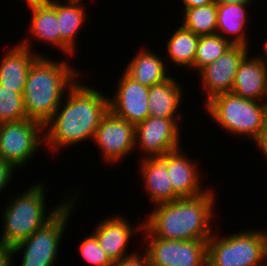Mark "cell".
<instances>
[{
	"label": "cell",
	"instance_id": "f546056e",
	"mask_svg": "<svg viewBox=\"0 0 267 266\" xmlns=\"http://www.w3.org/2000/svg\"><path fill=\"white\" fill-rule=\"evenodd\" d=\"M15 171L16 168L12 164L0 159V193L10 185V180H12Z\"/></svg>",
	"mask_w": 267,
	"mask_h": 266
},
{
	"label": "cell",
	"instance_id": "30bf717a",
	"mask_svg": "<svg viewBox=\"0 0 267 266\" xmlns=\"http://www.w3.org/2000/svg\"><path fill=\"white\" fill-rule=\"evenodd\" d=\"M92 142L106 163H121L135 150V126L110 110L101 119Z\"/></svg>",
	"mask_w": 267,
	"mask_h": 266
},
{
	"label": "cell",
	"instance_id": "836d02e7",
	"mask_svg": "<svg viewBox=\"0 0 267 266\" xmlns=\"http://www.w3.org/2000/svg\"><path fill=\"white\" fill-rule=\"evenodd\" d=\"M253 0H215L216 3H224V4H239V3H253Z\"/></svg>",
	"mask_w": 267,
	"mask_h": 266
},
{
	"label": "cell",
	"instance_id": "7c38bea8",
	"mask_svg": "<svg viewBox=\"0 0 267 266\" xmlns=\"http://www.w3.org/2000/svg\"><path fill=\"white\" fill-rule=\"evenodd\" d=\"M249 50L250 48L244 45H233L198 72L203 94H206L204 104L216 95L231 93L239 64L248 53H251Z\"/></svg>",
	"mask_w": 267,
	"mask_h": 266
},
{
	"label": "cell",
	"instance_id": "9a60e30c",
	"mask_svg": "<svg viewBox=\"0 0 267 266\" xmlns=\"http://www.w3.org/2000/svg\"><path fill=\"white\" fill-rule=\"evenodd\" d=\"M181 148L159 157L165 164L173 190L182 197H196L210 188L202 186V177L196 160L185 155Z\"/></svg>",
	"mask_w": 267,
	"mask_h": 266
},
{
	"label": "cell",
	"instance_id": "277c9868",
	"mask_svg": "<svg viewBox=\"0 0 267 266\" xmlns=\"http://www.w3.org/2000/svg\"><path fill=\"white\" fill-rule=\"evenodd\" d=\"M33 184L25 192L10 197L3 208L0 245L12 247L28 238L52 220L72 199L69 194H65L66 197L61 202L47 211L45 183L40 180Z\"/></svg>",
	"mask_w": 267,
	"mask_h": 266
},
{
	"label": "cell",
	"instance_id": "f1b7e54d",
	"mask_svg": "<svg viewBox=\"0 0 267 266\" xmlns=\"http://www.w3.org/2000/svg\"><path fill=\"white\" fill-rule=\"evenodd\" d=\"M113 266H150L147 253L137 252L122 258L113 263Z\"/></svg>",
	"mask_w": 267,
	"mask_h": 266
},
{
	"label": "cell",
	"instance_id": "8992f818",
	"mask_svg": "<svg viewBox=\"0 0 267 266\" xmlns=\"http://www.w3.org/2000/svg\"><path fill=\"white\" fill-rule=\"evenodd\" d=\"M215 233L207 241V266L267 265V231L245 229L223 237Z\"/></svg>",
	"mask_w": 267,
	"mask_h": 266
},
{
	"label": "cell",
	"instance_id": "4fadbf2b",
	"mask_svg": "<svg viewBox=\"0 0 267 266\" xmlns=\"http://www.w3.org/2000/svg\"><path fill=\"white\" fill-rule=\"evenodd\" d=\"M114 92V96L109 97V110L114 115L134 126L149 116V87L138 83L124 70Z\"/></svg>",
	"mask_w": 267,
	"mask_h": 266
},
{
	"label": "cell",
	"instance_id": "5b68a950",
	"mask_svg": "<svg viewBox=\"0 0 267 266\" xmlns=\"http://www.w3.org/2000/svg\"><path fill=\"white\" fill-rule=\"evenodd\" d=\"M210 118L223 129L235 136H242L255 142L267 116V102H259L222 93L204 104Z\"/></svg>",
	"mask_w": 267,
	"mask_h": 266
},
{
	"label": "cell",
	"instance_id": "ba28073f",
	"mask_svg": "<svg viewBox=\"0 0 267 266\" xmlns=\"http://www.w3.org/2000/svg\"><path fill=\"white\" fill-rule=\"evenodd\" d=\"M42 145L44 125L40 122L27 118L0 123V159L16 169L29 163Z\"/></svg>",
	"mask_w": 267,
	"mask_h": 266
},
{
	"label": "cell",
	"instance_id": "e0dca14e",
	"mask_svg": "<svg viewBox=\"0 0 267 266\" xmlns=\"http://www.w3.org/2000/svg\"><path fill=\"white\" fill-rule=\"evenodd\" d=\"M251 56L248 53L239 64L231 93L242 98L267 102V67L261 55Z\"/></svg>",
	"mask_w": 267,
	"mask_h": 266
},
{
	"label": "cell",
	"instance_id": "52a82bcc",
	"mask_svg": "<svg viewBox=\"0 0 267 266\" xmlns=\"http://www.w3.org/2000/svg\"><path fill=\"white\" fill-rule=\"evenodd\" d=\"M74 193H69L74 196L52 220L11 247L13 256L23 251L19 266H55L67 223L77 205L78 197Z\"/></svg>",
	"mask_w": 267,
	"mask_h": 266
},
{
	"label": "cell",
	"instance_id": "5bb4252c",
	"mask_svg": "<svg viewBox=\"0 0 267 266\" xmlns=\"http://www.w3.org/2000/svg\"><path fill=\"white\" fill-rule=\"evenodd\" d=\"M120 215L101 219L96 225L95 231L92 232L100 247L113 263L136 252L127 253V247L130 239L134 235L136 237L138 233L141 235L143 230V221L137 227H133L134 225H131L129 220L127 221Z\"/></svg>",
	"mask_w": 267,
	"mask_h": 266
},
{
	"label": "cell",
	"instance_id": "7402d4cb",
	"mask_svg": "<svg viewBox=\"0 0 267 266\" xmlns=\"http://www.w3.org/2000/svg\"><path fill=\"white\" fill-rule=\"evenodd\" d=\"M250 4L217 3V33L233 45H244L250 48V41L245 33L247 32L246 23L249 22L247 8Z\"/></svg>",
	"mask_w": 267,
	"mask_h": 266
},
{
	"label": "cell",
	"instance_id": "44dd1931",
	"mask_svg": "<svg viewBox=\"0 0 267 266\" xmlns=\"http://www.w3.org/2000/svg\"><path fill=\"white\" fill-rule=\"evenodd\" d=\"M179 83L171 75L167 80L149 87V116L165 119L183 118L179 110L184 90Z\"/></svg>",
	"mask_w": 267,
	"mask_h": 266
},
{
	"label": "cell",
	"instance_id": "484cf974",
	"mask_svg": "<svg viewBox=\"0 0 267 266\" xmlns=\"http://www.w3.org/2000/svg\"><path fill=\"white\" fill-rule=\"evenodd\" d=\"M233 46L232 42L224 39L220 34L200 36L194 59V70L199 72L214 62Z\"/></svg>",
	"mask_w": 267,
	"mask_h": 266
},
{
	"label": "cell",
	"instance_id": "d6a6232c",
	"mask_svg": "<svg viewBox=\"0 0 267 266\" xmlns=\"http://www.w3.org/2000/svg\"><path fill=\"white\" fill-rule=\"evenodd\" d=\"M183 8H194L215 3V0H181Z\"/></svg>",
	"mask_w": 267,
	"mask_h": 266
},
{
	"label": "cell",
	"instance_id": "1f68e13d",
	"mask_svg": "<svg viewBox=\"0 0 267 266\" xmlns=\"http://www.w3.org/2000/svg\"><path fill=\"white\" fill-rule=\"evenodd\" d=\"M11 247L0 245V266H14Z\"/></svg>",
	"mask_w": 267,
	"mask_h": 266
},
{
	"label": "cell",
	"instance_id": "e575fe53",
	"mask_svg": "<svg viewBox=\"0 0 267 266\" xmlns=\"http://www.w3.org/2000/svg\"><path fill=\"white\" fill-rule=\"evenodd\" d=\"M263 45H264L263 46V48H264L263 49L264 54H262L261 58L264 61L266 67H267V39L264 41V44Z\"/></svg>",
	"mask_w": 267,
	"mask_h": 266
},
{
	"label": "cell",
	"instance_id": "ffe728a7",
	"mask_svg": "<svg viewBox=\"0 0 267 266\" xmlns=\"http://www.w3.org/2000/svg\"><path fill=\"white\" fill-rule=\"evenodd\" d=\"M31 12L28 35L61 52V33L55 10L45 0H21Z\"/></svg>",
	"mask_w": 267,
	"mask_h": 266
},
{
	"label": "cell",
	"instance_id": "7a4b0ae2",
	"mask_svg": "<svg viewBox=\"0 0 267 266\" xmlns=\"http://www.w3.org/2000/svg\"><path fill=\"white\" fill-rule=\"evenodd\" d=\"M216 193L210 188L196 197H182L154 206L143 227L154 237L167 240H208L215 230Z\"/></svg>",
	"mask_w": 267,
	"mask_h": 266
},
{
	"label": "cell",
	"instance_id": "9c48e42d",
	"mask_svg": "<svg viewBox=\"0 0 267 266\" xmlns=\"http://www.w3.org/2000/svg\"><path fill=\"white\" fill-rule=\"evenodd\" d=\"M150 266H207L208 240H167L152 236L144 227Z\"/></svg>",
	"mask_w": 267,
	"mask_h": 266
},
{
	"label": "cell",
	"instance_id": "8fae6325",
	"mask_svg": "<svg viewBox=\"0 0 267 266\" xmlns=\"http://www.w3.org/2000/svg\"><path fill=\"white\" fill-rule=\"evenodd\" d=\"M179 120L148 116L135 126V150L140 149L143 158H154L180 148Z\"/></svg>",
	"mask_w": 267,
	"mask_h": 266
},
{
	"label": "cell",
	"instance_id": "3957f363",
	"mask_svg": "<svg viewBox=\"0 0 267 266\" xmlns=\"http://www.w3.org/2000/svg\"><path fill=\"white\" fill-rule=\"evenodd\" d=\"M69 64L67 59L58 62L44 55L33 62L23 93L28 119L44 125L54 115L68 90L80 79L82 73Z\"/></svg>",
	"mask_w": 267,
	"mask_h": 266
},
{
	"label": "cell",
	"instance_id": "83f0119b",
	"mask_svg": "<svg viewBox=\"0 0 267 266\" xmlns=\"http://www.w3.org/2000/svg\"><path fill=\"white\" fill-rule=\"evenodd\" d=\"M78 250L83 260L91 266H113V262L100 247L93 233L79 243Z\"/></svg>",
	"mask_w": 267,
	"mask_h": 266
},
{
	"label": "cell",
	"instance_id": "d6986e66",
	"mask_svg": "<svg viewBox=\"0 0 267 266\" xmlns=\"http://www.w3.org/2000/svg\"><path fill=\"white\" fill-rule=\"evenodd\" d=\"M139 162L143 187L154 206L181 198L173 190L166 164L159 157L142 158Z\"/></svg>",
	"mask_w": 267,
	"mask_h": 266
},
{
	"label": "cell",
	"instance_id": "2e32d148",
	"mask_svg": "<svg viewBox=\"0 0 267 266\" xmlns=\"http://www.w3.org/2000/svg\"><path fill=\"white\" fill-rule=\"evenodd\" d=\"M31 36L10 47L0 59V85L23 94L29 69L42 53L32 50ZM31 40V41H30ZM31 43V44H30Z\"/></svg>",
	"mask_w": 267,
	"mask_h": 266
},
{
	"label": "cell",
	"instance_id": "6da1fadb",
	"mask_svg": "<svg viewBox=\"0 0 267 266\" xmlns=\"http://www.w3.org/2000/svg\"><path fill=\"white\" fill-rule=\"evenodd\" d=\"M81 82L78 79L68 90L54 115L44 124V145L53 154L63 147L79 146L87 139L92 141L101 119L109 111V96Z\"/></svg>",
	"mask_w": 267,
	"mask_h": 266
},
{
	"label": "cell",
	"instance_id": "603a6c76",
	"mask_svg": "<svg viewBox=\"0 0 267 266\" xmlns=\"http://www.w3.org/2000/svg\"><path fill=\"white\" fill-rule=\"evenodd\" d=\"M137 52L124 68L130 77L146 87L161 83L170 77L163 57L143 46Z\"/></svg>",
	"mask_w": 267,
	"mask_h": 266
},
{
	"label": "cell",
	"instance_id": "4316f807",
	"mask_svg": "<svg viewBox=\"0 0 267 266\" xmlns=\"http://www.w3.org/2000/svg\"><path fill=\"white\" fill-rule=\"evenodd\" d=\"M23 94L0 85V123L27 119Z\"/></svg>",
	"mask_w": 267,
	"mask_h": 266
},
{
	"label": "cell",
	"instance_id": "ac0fdd59",
	"mask_svg": "<svg viewBox=\"0 0 267 266\" xmlns=\"http://www.w3.org/2000/svg\"><path fill=\"white\" fill-rule=\"evenodd\" d=\"M56 12L59 30L61 33V52L65 57L76 54L77 33L86 23L85 0H45ZM83 3V4H82ZM67 55V56H66Z\"/></svg>",
	"mask_w": 267,
	"mask_h": 266
},
{
	"label": "cell",
	"instance_id": "cb8c5ba5",
	"mask_svg": "<svg viewBox=\"0 0 267 266\" xmlns=\"http://www.w3.org/2000/svg\"><path fill=\"white\" fill-rule=\"evenodd\" d=\"M200 36L184 28L182 25L166 40L165 49L173 65L189 67L194 70V59L196 56Z\"/></svg>",
	"mask_w": 267,
	"mask_h": 266
},
{
	"label": "cell",
	"instance_id": "d4e9b609",
	"mask_svg": "<svg viewBox=\"0 0 267 266\" xmlns=\"http://www.w3.org/2000/svg\"><path fill=\"white\" fill-rule=\"evenodd\" d=\"M182 26L198 36L217 33V3L183 8Z\"/></svg>",
	"mask_w": 267,
	"mask_h": 266
},
{
	"label": "cell",
	"instance_id": "4dcf8cb0",
	"mask_svg": "<svg viewBox=\"0 0 267 266\" xmlns=\"http://www.w3.org/2000/svg\"><path fill=\"white\" fill-rule=\"evenodd\" d=\"M267 161V116L258 139L254 142Z\"/></svg>",
	"mask_w": 267,
	"mask_h": 266
}]
</instances>
